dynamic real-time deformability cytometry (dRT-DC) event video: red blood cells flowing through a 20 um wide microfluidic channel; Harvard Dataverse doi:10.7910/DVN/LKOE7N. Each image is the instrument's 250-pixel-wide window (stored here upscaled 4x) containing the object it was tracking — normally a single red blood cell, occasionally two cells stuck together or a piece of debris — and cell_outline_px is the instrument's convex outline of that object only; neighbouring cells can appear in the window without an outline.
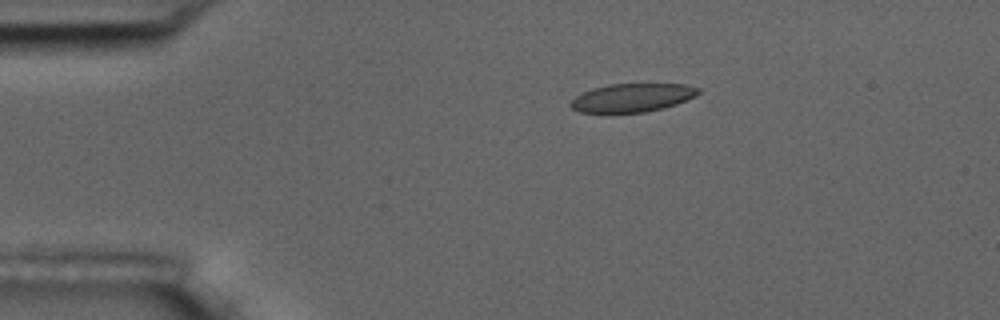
{"species": "common noctule bat (a hibernating species)", "species_latin": "Nyctalus noctula", "temperature_condition": "room temperature", "stored_images_in_passage": 2, "camera_frame_rate_fps": 3000, "um_per_image_px": 0.085, "animal": {"sex": "male", "body_mass_g": 17.5, "forearm_length_mm": 52.3}, "frame": {"image": 1, "passage_image": 1, "time_ms": 0.0, "image_size_px": [1000, 320], "cell_outline_px": [[700, 92], [696, 96], [676, 104], [664, 108], [644, 112], [580, 112], [572, 108], [568, 104], [576, 96], [592, 88], [608, 84], [684, 84], [700, 88]], "centroid_in_image_um": [53.75, 8.3], "position_along_channel_um": 31.2, "area_um2": 21.04}}